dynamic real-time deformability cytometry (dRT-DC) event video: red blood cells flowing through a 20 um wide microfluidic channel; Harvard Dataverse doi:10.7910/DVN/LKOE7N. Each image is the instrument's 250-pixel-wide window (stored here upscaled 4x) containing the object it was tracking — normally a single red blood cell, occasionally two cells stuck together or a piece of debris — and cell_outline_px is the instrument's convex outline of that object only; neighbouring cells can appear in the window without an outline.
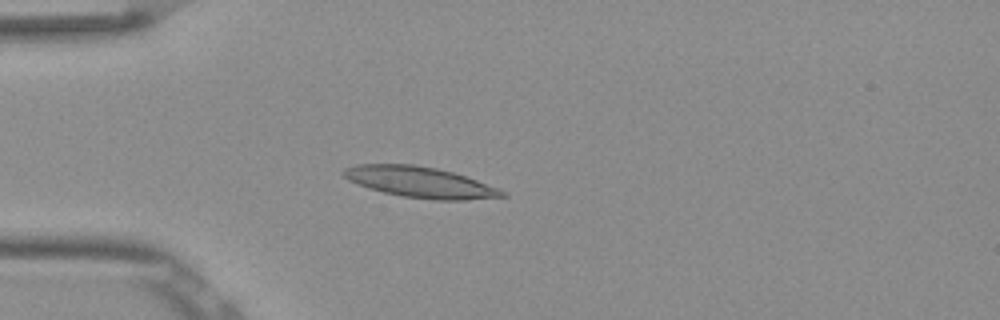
{"species": "Egyptian fruit bat (a non-hibernating species)", "species_latin": "Rousettus aegyptiacus", "temperature_condition": "room temperature", "stored_images_in_passage": 53, "camera_frame_rate_fps": 3000, "um_per_image_px": 0.085, "frame": {"image": 1, "passage_image": 15, "time_ms": 4.667, "image_size_px": [1000, 320], "cell_outline_px": [[508, 196], [464, 200], [436, 200], [400, 196], [368, 188], [348, 180], [340, 172], [344, 168], [356, 164], [416, 164], [436, 168], [452, 172], [500, 188]], "centroid_in_image_um": [35.68, 15.48], "position_along_channel_um": 49.3, "area_um2": 28.5}}
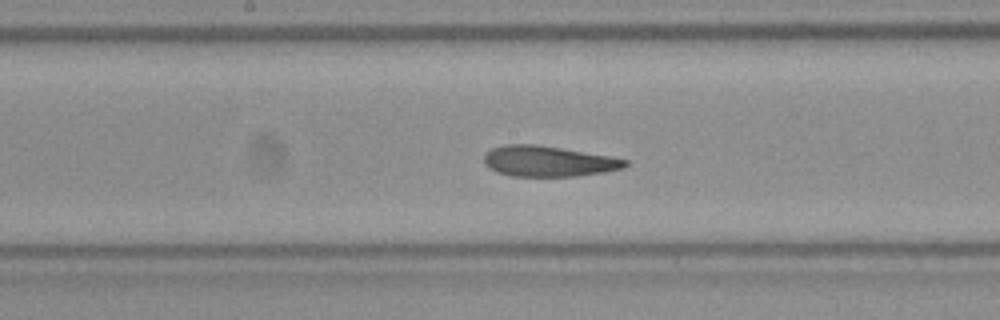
{"frame": {"image": 2, "passage_image": 28, "time_ms": 9.0, "image_size_px": [1000, 320], "cell_outline_px": [[628, 164], [624, 168], [604, 172], [576, 176], [512, 176], [496, 172], [488, 168], [484, 164], [484, 152], [492, 148], [504, 144], [536, 144], [612, 156], [628, 160]], "centroid_in_image_um": [46.58, 13.7], "position_along_channel_um": 201.6, "area_um2": 25.43}}
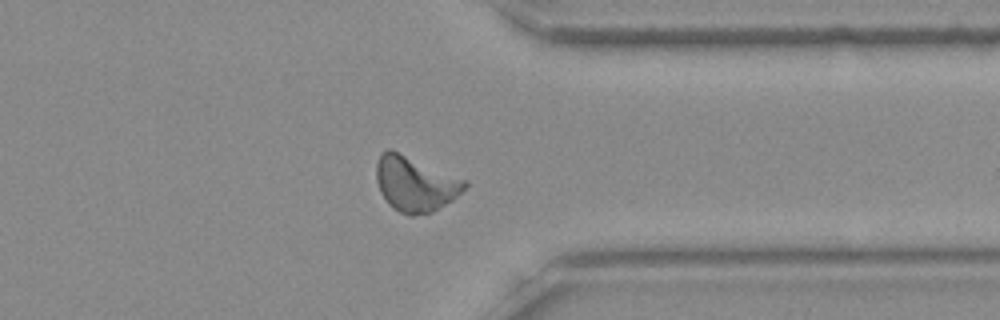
{"frame": {"image": 3, "passage_image": 42, "time_ms": 13.667, "image_size_px": [1000, 320], "cell_outline_px": [[468, 184], [452, 200], [432, 212], [412, 216], [408, 216], [392, 208], [388, 204], [380, 192], [376, 180], [376, 164], [380, 152], [388, 148], [392, 148], [468, 180]], "centroid_in_image_um": [35.26, 15.59], "position_along_channel_um": 376.1, "area_um2": 28.84}, "authors_computed_cell_mechanics": {"area_um2": 26.2412, "velocity_mm_per_s": 3.8318, "shape_relaxation_time_tau1_ms": 5.002, "shape_relaxation_time_tau2_ms": 2.1723, "deformation_change_tau1": 0.1496, "deformation_change_tau2": 0.1006}}